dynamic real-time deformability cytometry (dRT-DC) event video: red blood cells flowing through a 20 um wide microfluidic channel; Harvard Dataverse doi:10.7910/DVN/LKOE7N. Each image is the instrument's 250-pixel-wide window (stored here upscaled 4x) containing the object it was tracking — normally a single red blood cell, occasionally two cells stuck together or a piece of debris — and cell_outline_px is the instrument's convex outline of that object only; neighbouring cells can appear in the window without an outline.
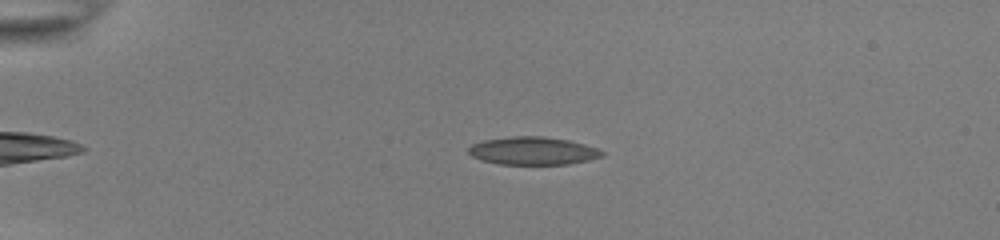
{"species": "common noctule bat (a hibernating species)", "species_latin": "Nyctalus noctula", "temperature_condition": "room temperature", "stored_images_in_passage": 47, "camera_frame_rate_fps": 3000, "um_per_image_px": 0.085, "animal": {"sex": "female", "body_mass_g": 22.0, "forearm_length_mm": 56.7}, "frame": {"image": 1, "passage_image": 7, "time_ms": 2.0, "image_size_px": [1000, 240], "cell_outline_px": [[604, 156], [588, 160], [568, 164], [500, 164], [480, 160], [472, 156], [468, 152], [468, 148], [472, 144], [484, 140], [512, 136], [540, 136], [568, 140], [584, 144], [596, 148], [604, 152]], "centroid_in_image_um": [45.28, 12.82], "position_along_channel_um": 39.7, "area_um2": 21.62}}
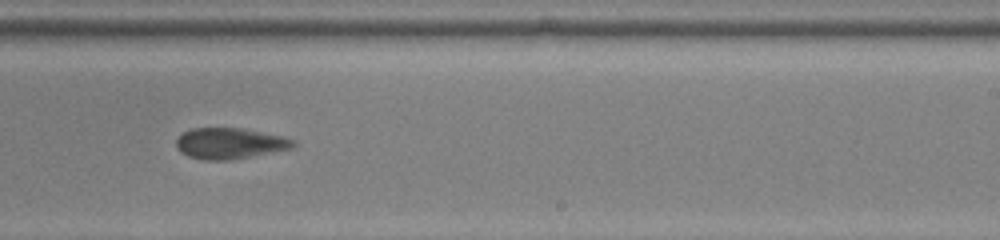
{"frame": {"image": 2, "passage_image": 29, "time_ms": 9.333, "image_size_px": [1000, 240], "cell_outline_px": [[296, 144], [292, 148], [232, 160], [204, 160], [188, 156], [180, 152], [176, 148], [176, 140], [184, 132], [192, 128], [240, 128], [284, 136], [296, 140]], "centroid_in_image_um": [19.54, 12.19], "position_along_channel_um": 269.5, "area_um2": 21.15}}
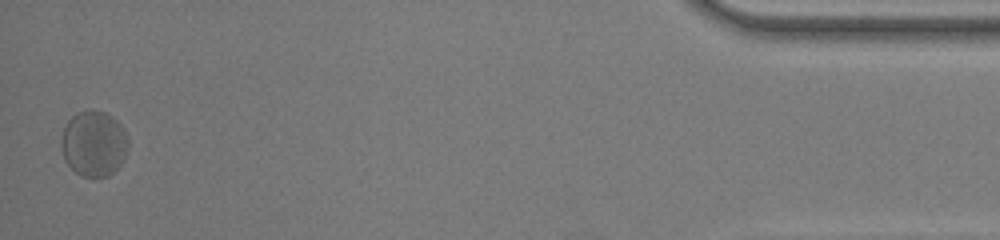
{"frame": {"image": 3, "passage_image": 47, "time_ms": 15.333, "image_size_px": [1000, 240], "cell_outline_px": [[128, 148], [120, 164], [108, 176], [80, 176], [64, 160], [60, 144], [60, 140], [64, 128], [68, 120], [76, 112], [104, 112], [112, 116], [120, 124], [128, 136]], "centroid_in_image_um": [7.96, 12.21], "position_along_channel_um": 427.2, "area_um2": 25.32}}